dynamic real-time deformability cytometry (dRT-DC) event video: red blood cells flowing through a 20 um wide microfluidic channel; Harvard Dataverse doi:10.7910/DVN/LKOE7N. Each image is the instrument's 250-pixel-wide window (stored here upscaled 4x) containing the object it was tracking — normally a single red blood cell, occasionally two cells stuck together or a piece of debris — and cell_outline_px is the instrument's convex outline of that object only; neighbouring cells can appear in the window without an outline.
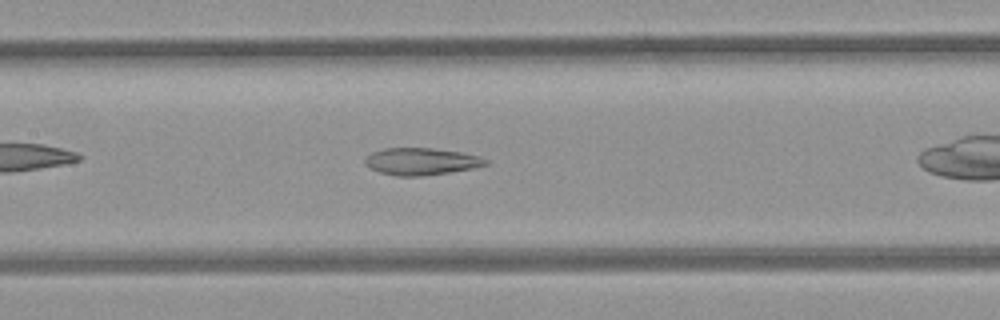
{"species": "common noctule bat (a hibernating species)", "species_latin": "Nyctalus noctula", "temperature_condition": "room temperature", "stored_images_in_passage": 25, "camera_frame_rate_fps": 3000, "um_per_image_px": 0.085, "animal": {"sex": "female", "body_mass_g": 21.9}, "frame": {"image": 1, "passage_image": 8, "time_ms": 2.333, "image_size_px": [1000, 320], "cell_outline_px": [[488, 164], [472, 168], [448, 172], [420, 176], [396, 176], [380, 172], [364, 164], [364, 160], [372, 152], [384, 148], [432, 148], [460, 152], [480, 156], [488, 160]], "centroid_in_image_um": [35.8, 13.71], "position_along_channel_um": 171.6, "area_um2": 18.84}}
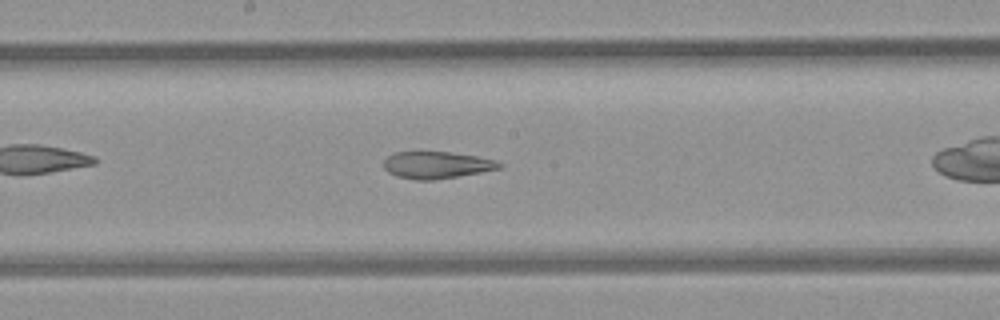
{"frame": {"image": 2, "passage_image": 11, "time_ms": 3.333, "image_size_px": [1000, 320], "cell_outline_px": [[504, 164], [500, 168], [480, 172], [432, 180], [416, 180], [396, 176], [388, 172], [384, 168], [384, 160], [388, 156], [396, 152], [448, 152], [476, 156], [496, 160]], "centroid_in_image_um": [37.1, 14.02], "position_along_channel_um": 211.1, "area_um2": 17.98}}